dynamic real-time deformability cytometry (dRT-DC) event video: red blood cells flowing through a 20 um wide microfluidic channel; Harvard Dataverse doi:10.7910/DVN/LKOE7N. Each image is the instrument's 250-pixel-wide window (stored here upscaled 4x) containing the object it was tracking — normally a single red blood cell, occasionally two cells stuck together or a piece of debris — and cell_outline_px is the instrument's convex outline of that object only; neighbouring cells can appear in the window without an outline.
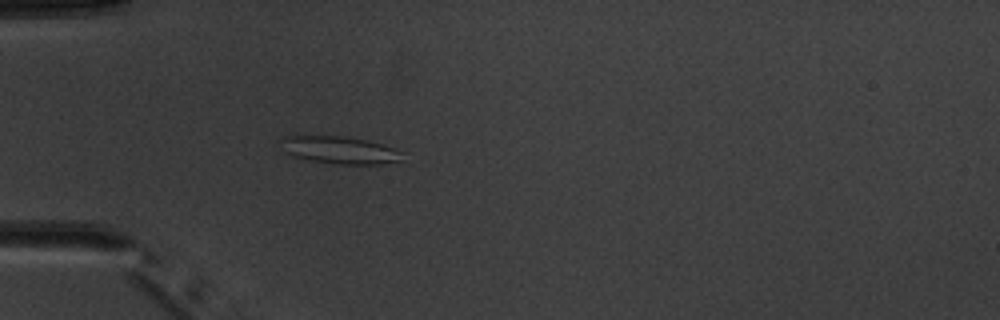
{"species": "common noctule bat (a hibernating species)", "species_latin": "Nyctalus noctula", "temperature_condition": "warm", "stored_images_in_passage": 4, "camera_frame_rate_fps": 3000, "um_per_image_px": 0.085, "animal": {"sex": "male", "body_mass_g": 20.1, "forearm_length_mm": 53.5}, "frame": {"image": 1, "passage_image": 4, "time_ms": 3.333, "image_size_px": [1000, 320], "cell_outline_px": [[404, 152], [400, 160], [380, 164], [332, 164], [292, 156], [284, 152], [276, 140], [284, 136], [296, 132], [340, 136], [364, 140], [380, 144]], "centroid_in_image_um": [28.66, 12.7], "position_along_channel_um": 56.3, "area_um2": 20.17}}